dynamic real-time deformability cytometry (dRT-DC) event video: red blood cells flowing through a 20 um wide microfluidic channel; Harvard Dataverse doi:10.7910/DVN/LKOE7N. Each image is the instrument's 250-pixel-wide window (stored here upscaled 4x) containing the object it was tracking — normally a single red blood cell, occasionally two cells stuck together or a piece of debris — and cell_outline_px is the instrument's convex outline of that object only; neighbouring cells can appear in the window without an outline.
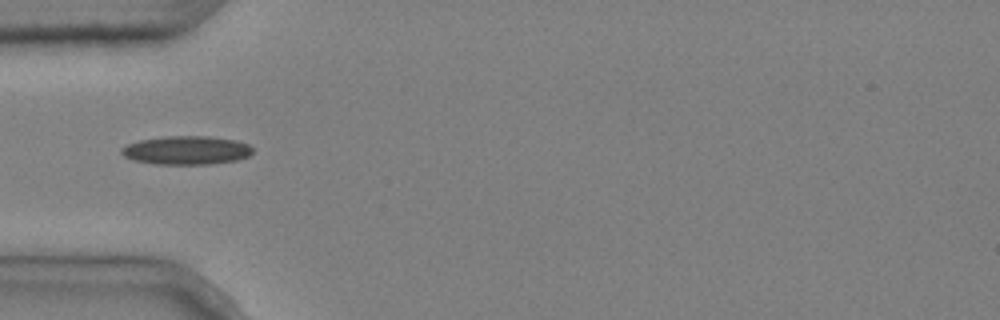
{"species": "common noctule bat (a hibernating species)", "species_latin": "Nyctalus noctula", "temperature_condition": "cold", "stored_images_in_passage": 7, "camera_frame_rate_fps": 3000, "um_per_image_px": 0.085, "animal": {"sex": "male", "body_mass_g": 20.4}, "frame": {"image": 1, "passage_image": 4, "time_ms": 1.0, "image_size_px": [1000, 320], "cell_outline_px": [[252, 152], [248, 156], [236, 160], [208, 164], [156, 164], [132, 160], [124, 156], [120, 152], [120, 148], [128, 144], [140, 140], [164, 136], [208, 136], [236, 140], [248, 144], [252, 148]], "centroid_in_image_um": [15.82, 12.77], "position_along_channel_um": 69.2, "area_um2": 21.85}}